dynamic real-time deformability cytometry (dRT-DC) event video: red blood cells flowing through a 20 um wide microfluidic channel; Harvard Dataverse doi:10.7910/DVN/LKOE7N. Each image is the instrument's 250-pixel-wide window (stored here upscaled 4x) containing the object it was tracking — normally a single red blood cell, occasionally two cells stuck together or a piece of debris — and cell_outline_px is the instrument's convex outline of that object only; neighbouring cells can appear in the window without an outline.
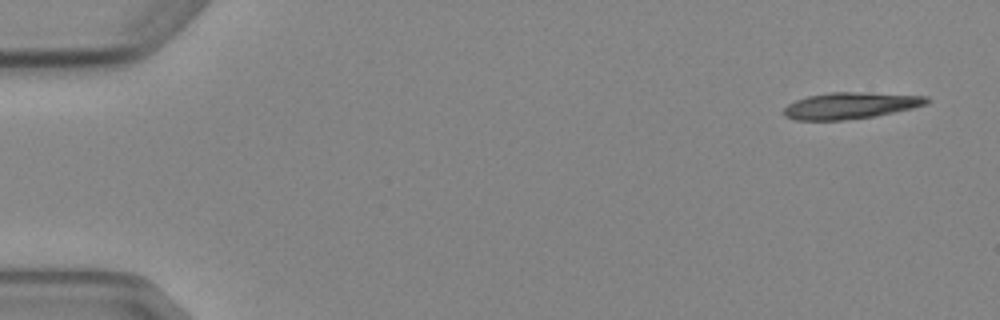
{"species": "Egyptian fruit bat (a non-hibernating species)", "species_latin": "Rousettus aegyptiacus", "temperature_condition": "cold", "stored_images_in_passage": 7, "camera_frame_rate_fps": 3000, "um_per_image_px": 0.085, "animal": {"sex": "female"}, "frame": {"image": 1, "passage_image": 1, "time_ms": 0.0, "image_size_px": [1000, 320], "cell_outline_px": [[932, 100], [928, 104], [912, 108], [876, 116], [840, 120], [796, 120], [784, 116], [784, 108], [788, 104], [796, 100], [808, 96], [828, 92], [864, 92], [928, 96]], "centroid_in_image_um": [72.32, 8.96], "position_along_channel_um": 12.7, "area_um2": 22.14}}
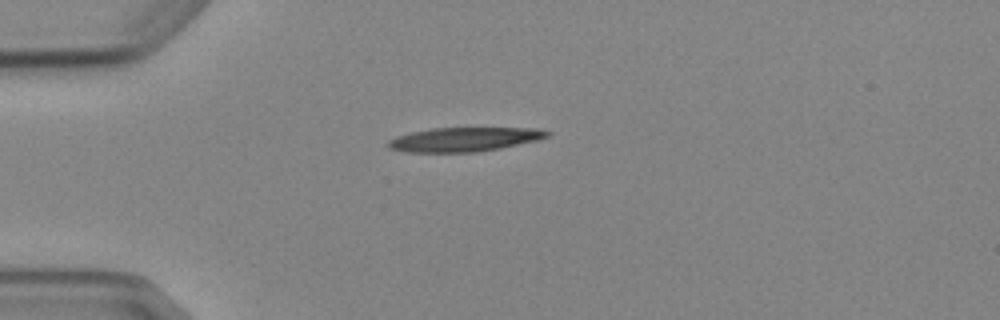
{"frame": {"image": 2, "passage_image": 4, "time_ms": 3.667, "image_size_px": [1000, 320], "cell_outline_px": [[552, 132], [548, 136], [536, 140], [500, 148], [476, 152], [408, 152], [388, 148], [384, 144], [388, 140], [396, 136], [412, 132], [432, 128], [536, 128]], "centroid_in_image_um": [39.41, 11.85], "position_along_channel_um": 45.6, "area_um2": 22.31}}
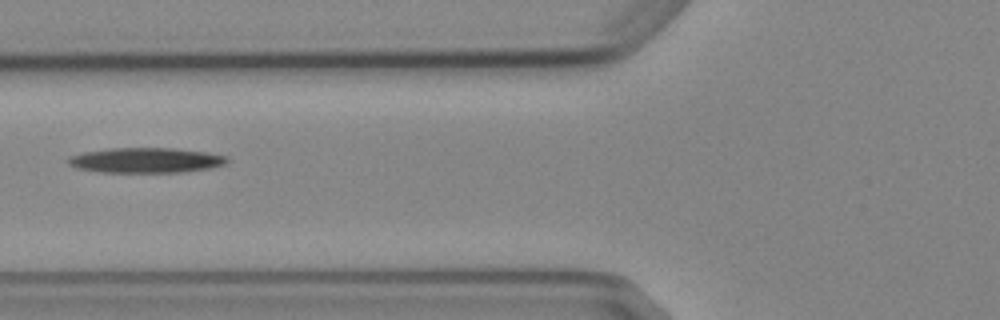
{"frame": {"image": 3, "passage_image": 6, "time_ms": 6.0, "image_size_px": [1000, 320], "cell_outline_px": [[228, 164], [212, 168], [184, 172], [100, 172], [76, 168], [68, 164], [68, 156], [84, 152], [108, 148], [172, 148], [208, 152], [228, 156]], "centroid_in_image_um": [12.43, 13.62], "position_along_channel_um": 113.4, "area_um2": 23.52}}